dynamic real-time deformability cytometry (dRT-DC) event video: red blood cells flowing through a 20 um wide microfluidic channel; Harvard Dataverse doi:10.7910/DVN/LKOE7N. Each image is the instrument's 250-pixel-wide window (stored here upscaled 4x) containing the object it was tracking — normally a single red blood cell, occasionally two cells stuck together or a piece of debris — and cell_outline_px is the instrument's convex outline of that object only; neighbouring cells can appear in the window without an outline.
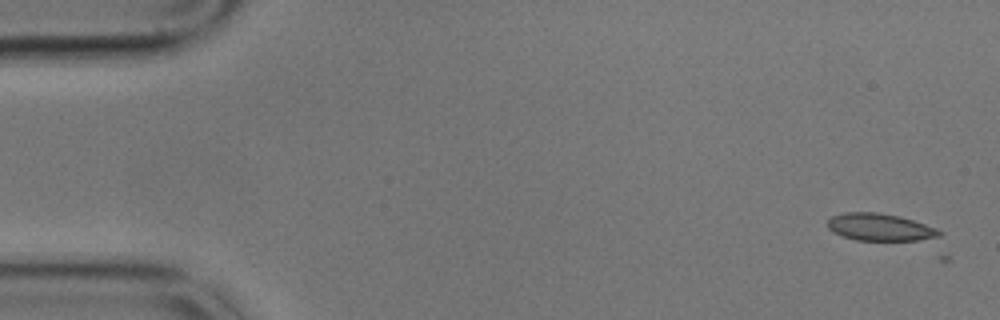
{"species": "common noctule bat (a hibernating species)", "species_latin": "Nyctalus noctula", "temperature_condition": "cold", "stored_images_in_passage": 4, "camera_frame_rate_fps": 3000, "um_per_image_px": 0.085, "animal": {"sex": "male", "body_mass_g": 17.9}, "frame": {"image": 1, "passage_image": 2, "time_ms": 0.333, "image_size_px": [1000, 320], "cell_outline_px": [[944, 232], [940, 236], [916, 240], [856, 240], [844, 236], [828, 228], [828, 220], [832, 216], [844, 212], [876, 212], [900, 216], [936, 228]], "centroid_in_image_um": [74.8, 19.3], "position_along_channel_um": 10.2, "area_um2": 17.51}}